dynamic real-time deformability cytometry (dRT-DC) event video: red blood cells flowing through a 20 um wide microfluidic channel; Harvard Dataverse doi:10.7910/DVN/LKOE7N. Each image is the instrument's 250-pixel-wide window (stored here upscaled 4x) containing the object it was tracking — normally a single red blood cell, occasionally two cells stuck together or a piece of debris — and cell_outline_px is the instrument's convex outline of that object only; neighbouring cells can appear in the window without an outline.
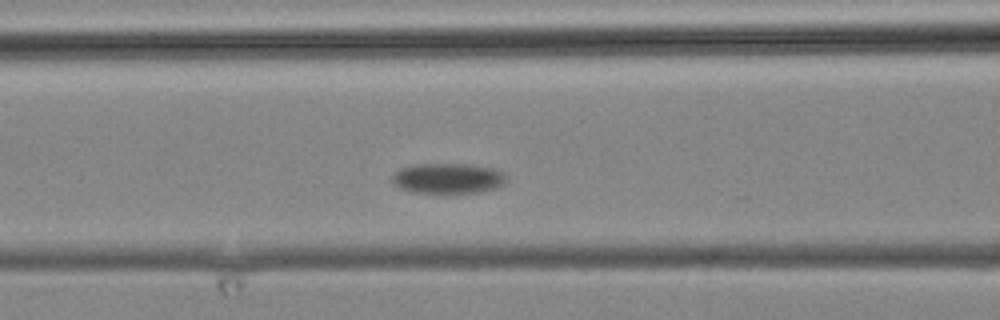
{"species": "common noctule bat (a hibernating species)", "species_latin": "Nyctalus noctula", "temperature_condition": "cold", "stored_images_in_passage": 3, "camera_frame_rate_fps": 3000, "um_per_image_px": 0.085, "animal": {"sex": "male", "body_mass_g": 19.2, "forearm_length_mm": 51.8}, "frame": {"image": 1, "passage_image": 3, "time_ms": 2.333, "image_size_px": [1000, 320], "cell_outline_px": [[508, 180], [504, 184], [496, 188], [476, 192], [412, 192], [400, 188], [392, 180], [392, 172], [400, 168], [416, 164], [464, 164], [496, 168], [504, 172], [508, 176]], "centroid_in_image_um": [38.11, 15.14], "position_along_channel_um": 128.5, "area_um2": 20.23}}